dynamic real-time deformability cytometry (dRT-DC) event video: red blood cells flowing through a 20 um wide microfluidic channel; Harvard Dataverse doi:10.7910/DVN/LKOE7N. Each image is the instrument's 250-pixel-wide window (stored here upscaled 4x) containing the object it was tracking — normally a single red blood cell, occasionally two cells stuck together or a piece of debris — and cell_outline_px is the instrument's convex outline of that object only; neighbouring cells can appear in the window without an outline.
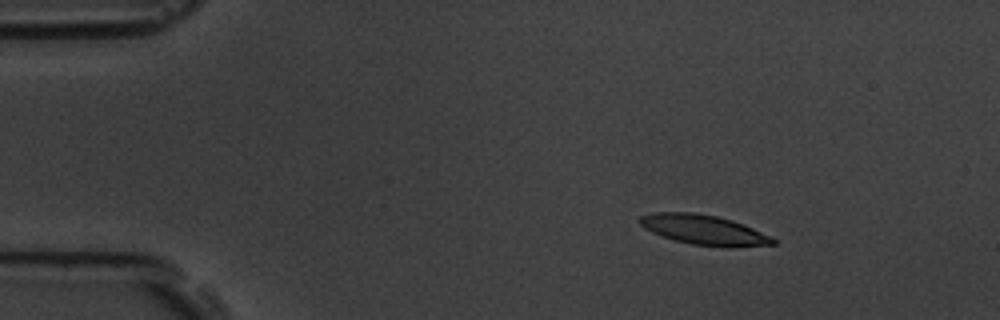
{"species": "common noctule bat (a hibernating species)", "species_latin": "Nyctalus noctula", "temperature_condition": "room temperature", "stored_images_in_passage": 6, "camera_frame_rate_fps": 3000, "um_per_image_px": 0.085, "animal": {"sex": "male", "body_mass_g": 19.5, "forearm_length_mm": 54.6}, "frame": {"image": 1, "passage_image": 2, "time_ms": 2.0, "image_size_px": [1000, 320], "cell_outline_px": [[776, 244], [728, 248], [692, 244], [660, 236], [644, 228], [640, 224], [640, 216], [656, 212], [692, 212], [716, 216], [732, 220], [772, 236], [776, 240]], "centroid_in_image_um": [59.85, 19.55], "position_along_channel_um": 25.1, "area_um2": 23.18}}
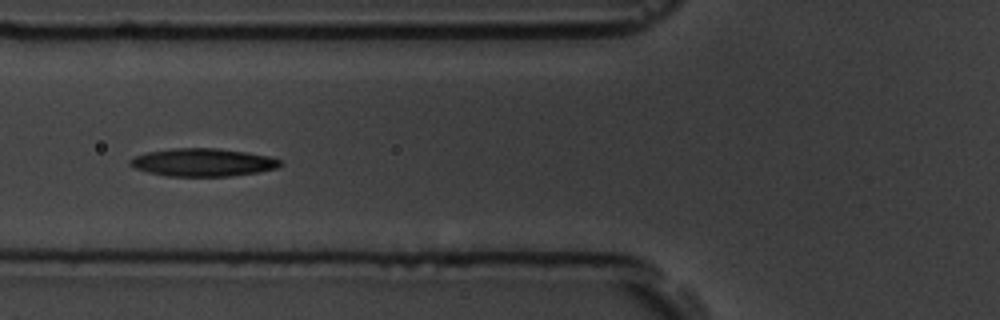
{"frame": {"image": 2, "passage_image": 5, "time_ms": 6.333, "image_size_px": [1000, 320], "cell_outline_px": [[280, 164], [276, 168], [256, 172], [232, 176], [168, 176], [148, 172], [136, 168], [128, 164], [128, 160], [136, 156], [148, 152], [176, 148], [216, 148], [248, 152], [268, 156], [280, 160]], "centroid_in_image_um": [17.22, 13.8], "position_along_channel_um": 108.6, "area_um2": 24.16}}
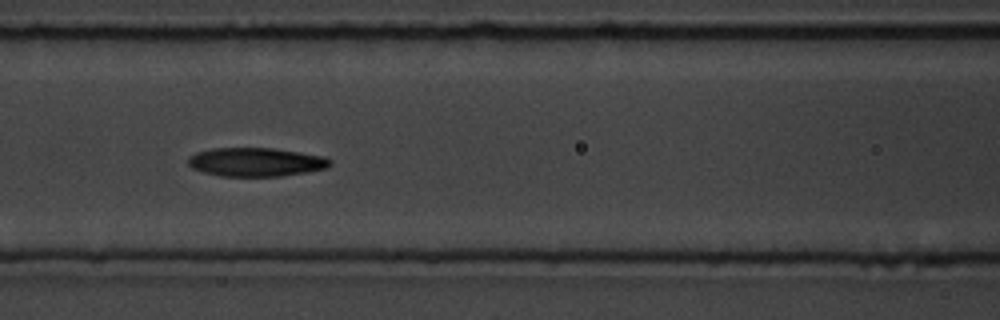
{"frame": {"image": 3, "passage_image": 6, "time_ms": 7.333, "image_size_px": [1000, 320], "cell_outline_px": [[332, 164], [328, 168], [308, 172], [280, 176], [220, 176], [204, 172], [192, 168], [188, 164], [188, 156], [196, 152], [212, 148], [272, 148], [300, 152], [324, 156], [332, 160]], "centroid_in_image_um": [21.77, 13.77], "position_along_channel_um": 144.8, "area_um2": 23.93}}